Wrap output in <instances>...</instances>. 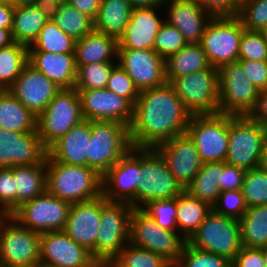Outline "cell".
Here are the masks:
<instances>
[{
	"label": "cell",
	"instance_id": "6da1fadb",
	"mask_svg": "<svg viewBox=\"0 0 267 267\" xmlns=\"http://www.w3.org/2000/svg\"><path fill=\"white\" fill-rule=\"evenodd\" d=\"M191 116L168 82L140 91L129 126L132 147L155 148L162 142L186 134Z\"/></svg>",
	"mask_w": 267,
	"mask_h": 267
},
{
	"label": "cell",
	"instance_id": "7a4b0ae2",
	"mask_svg": "<svg viewBox=\"0 0 267 267\" xmlns=\"http://www.w3.org/2000/svg\"><path fill=\"white\" fill-rule=\"evenodd\" d=\"M46 190L71 204L90 201L102 195V176L93 168L56 162L47 155Z\"/></svg>",
	"mask_w": 267,
	"mask_h": 267
},
{
	"label": "cell",
	"instance_id": "3957f363",
	"mask_svg": "<svg viewBox=\"0 0 267 267\" xmlns=\"http://www.w3.org/2000/svg\"><path fill=\"white\" fill-rule=\"evenodd\" d=\"M133 209L129 203L109 201L101 195V218L95 243V259L102 267H107L129 243Z\"/></svg>",
	"mask_w": 267,
	"mask_h": 267
},
{
	"label": "cell",
	"instance_id": "277c9868",
	"mask_svg": "<svg viewBox=\"0 0 267 267\" xmlns=\"http://www.w3.org/2000/svg\"><path fill=\"white\" fill-rule=\"evenodd\" d=\"M132 148L129 127L118 121H92L87 167L103 176Z\"/></svg>",
	"mask_w": 267,
	"mask_h": 267
},
{
	"label": "cell",
	"instance_id": "5b68a950",
	"mask_svg": "<svg viewBox=\"0 0 267 267\" xmlns=\"http://www.w3.org/2000/svg\"><path fill=\"white\" fill-rule=\"evenodd\" d=\"M267 127L254 122L247 115H230L228 150L225 162L250 170L259 167Z\"/></svg>",
	"mask_w": 267,
	"mask_h": 267
},
{
	"label": "cell",
	"instance_id": "8992f818",
	"mask_svg": "<svg viewBox=\"0 0 267 267\" xmlns=\"http://www.w3.org/2000/svg\"><path fill=\"white\" fill-rule=\"evenodd\" d=\"M82 120L78 91L75 88L61 89L37 116L36 130L44 146L49 149Z\"/></svg>",
	"mask_w": 267,
	"mask_h": 267
},
{
	"label": "cell",
	"instance_id": "52a82bcc",
	"mask_svg": "<svg viewBox=\"0 0 267 267\" xmlns=\"http://www.w3.org/2000/svg\"><path fill=\"white\" fill-rule=\"evenodd\" d=\"M40 237V233L6 215L0 222V265L40 267Z\"/></svg>",
	"mask_w": 267,
	"mask_h": 267
},
{
	"label": "cell",
	"instance_id": "ba28073f",
	"mask_svg": "<svg viewBox=\"0 0 267 267\" xmlns=\"http://www.w3.org/2000/svg\"><path fill=\"white\" fill-rule=\"evenodd\" d=\"M129 242L162 256L170 264H176L187 240L178 231L161 228L141 208H134L130 217Z\"/></svg>",
	"mask_w": 267,
	"mask_h": 267
},
{
	"label": "cell",
	"instance_id": "9c48e42d",
	"mask_svg": "<svg viewBox=\"0 0 267 267\" xmlns=\"http://www.w3.org/2000/svg\"><path fill=\"white\" fill-rule=\"evenodd\" d=\"M170 84L191 115L219 113V72L217 68L174 78Z\"/></svg>",
	"mask_w": 267,
	"mask_h": 267
},
{
	"label": "cell",
	"instance_id": "30bf717a",
	"mask_svg": "<svg viewBox=\"0 0 267 267\" xmlns=\"http://www.w3.org/2000/svg\"><path fill=\"white\" fill-rule=\"evenodd\" d=\"M187 243L232 261L243 247L239 220L211 210Z\"/></svg>",
	"mask_w": 267,
	"mask_h": 267
},
{
	"label": "cell",
	"instance_id": "8fae6325",
	"mask_svg": "<svg viewBox=\"0 0 267 267\" xmlns=\"http://www.w3.org/2000/svg\"><path fill=\"white\" fill-rule=\"evenodd\" d=\"M140 168L144 179L136 188V208L149 201L176 198L184 191L155 148H140Z\"/></svg>",
	"mask_w": 267,
	"mask_h": 267
},
{
	"label": "cell",
	"instance_id": "7c38bea8",
	"mask_svg": "<svg viewBox=\"0 0 267 267\" xmlns=\"http://www.w3.org/2000/svg\"><path fill=\"white\" fill-rule=\"evenodd\" d=\"M229 114L192 115L186 134L194 142L202 163L225 162Z\"/></svg>",
	"mask_w": 267,
	"mask_h": 267
},
{
	"label": "cell",
	"instance_id": "4fadbf2b",
	"mask_svg": "<svg viewBox=\"0 0 267 267\" xmlns=\"http://www.w3.org/2000/svg\"><path fill=\"white\" fill-rule=\"evenodd\" d=\"M245 28L238 17L212 18L200 42L211 67L236 62L239 57L241 35Z\"/></svg>",
	"mask_w": 267,
	"mask_h": 267
},
{
	"label": "cell",
	"instance_id": "5bb4252c",
	"mask_svg": "<svg viewBox=\"0 0 267 267\" xmlns=\"http://www.w3.org/2000/svg\"><path fill=\"white\" fill-rule=\"evenodd\" d=\"M71 203L47 190L23 203L11 216L21 225L38 233L64 230Z\"/></svg>",
	"mask_w": 267,
	"mask_h": 267
},
{
	"label": "cell",
	"instance_id": "9a60e30c",
	"mask_svg": "<svg viewBox=\"0 0 267 267\" xmlns=\"http://www.w3.org/2000/svg\"><path fill=\"white\" fill-rule=\"evenodd\" d=\"M219 72V113L248 115L254 108L259 91L249 81L241 64L223 65Z\"/></svg>",
	"mask_w": 267,
	"mask_h": 267
},
{
	"label": "cell",
	"instance_id": "2e32d148",
	"mask_svg": "<svg viewBox=\"0 0 267 267\" xmlns=\"http://www.w3.org/2000/svg\"><path fill=\"white\" fill-rule=\"evenodd\" d=\"M143 179L140 148L132 147L102 176V195L109 201L126 202L136 208V188Z\"/></svg>",
	"mask_w": 267,
	"mask_h": 267
},
{
	"label": "cell",
	"instance_id": "e0dca14e",
	"mask_svg": "<svg viewBox=\"0 0 267 267\" xmlns=\"http://www.w3.org/2000/svg\"><path fill=\"white\" fill-rule=\"evenodd\" d=\"M40 267H102L84 246L63 230L41 233Z\"/></svg>",
	"mask_w": 267,
	"mask_h": 267
},
{
	"label": "cell",
	"instance_id": "ac0fdd59",
	"mask_svg": "<svg viewBox=\"0 0 267 267\" xmlns=\"http://www.w3.org/2000/svg\"><path fill=\"white\" fill-rule=\"evenodd\" d=\"M117 64L140 91L167 83L165 60L154 50L118 49Z\"/></svg>",
	"mask_w": 267,
	"mask_h": 267
},
{
	"label": "cell",
	"instance_id": "d6986e66",
	"mask_svg": "<svg viewBox=\"0 0 267 267\" xmlns=\"http://www.w3.org/2000/svg\"><path fill=\"white\" fill-rule=\"evenodd\" d=\"M81 100L83 119L118 121L131 125L134 106L124 97L108 89H76Z\"/></svg>",
	"mask_w": 267,
	"mask_h": 267
},
{
	"label": "cell",
	"instance_id": "ffe728a7",
	"mask_svg": "<svg viewBox=\"0 0 267 267\" xmlns=\"http://www.w3.org/2000/svg\"><path fill=\"white\" fill-rule=\"evenodd\" d=\"M47 155L37 130L20 133L0 128V168L46 164Z\"/></svg>",
	"mask_w": 267,
	"mask_h": 267
},
{
	"label": "cell",
	"instance_id": "44dd1931",
	"mask_svg": "<svg viewBox=\"0 0 267 267\" xmlns=\"http://www.w3.org/2000/svg\"><path fill=\"white\" fill-rule=\"evenodd\" d=\"M168 165L176 181L185 189L202 166L194 142L187 134L160 143L155 147Z\"/></svg>",
	"mask_w": 267,
	"mask_h": 267
},
{
	"label": "cell",
	"instance_id": "7402d4cb",
	"mask_svg": "<svg viewBox=\"0 0 267 267\" xmlns=\"http://www.w3.org/2000/svg\"><path fill=\"white\" fill-rule=\"evenodd\" d=\"M60 90V87L29 63L9 89L15 98L36 116L47 108Z\"/></svg>",
	"mask_w": 267,
	"mask_h": 267
},
{
	"label": "cell",
	"instance_id": "603a6c76",
	"mask_svg": "<svg viewBox=\"0 0 267 267\" xmlns=\"http://www.w3.org/2000/svg\"><path fill=\"white\" fill-rule=\"evenodd\" d=\"M101 196L72 203L64 232L76 243L86 247L95 258V243L100 228Z\"/></svg>",
	"mask_w": 267,
	"mask_h": 267
},
{
	"label": "cell",
	"instance_id": "cb8c5ba5",
	"mask_svg": "<svg viewBox=\"0 0 267 267\" xmlns=\"http://www.w3.org/2000/svg\"><path fill=\"white\" fill-rule=\"evenodd\" d=\"M167 5V6H165ZM165 21L175 26L189 44L200 43L212 17L194 0H165Z\"/></svg>",
	"mask_w": 267,
	"mask_h": 267
},
{
	"label": "cell",
	"instance_id": "d4e9b609",
	"mask_svg": "<svg viewBox=\"0 0 267 267\" xmlns=\"http://www.w3.org/2000/svg\"><path fill=\"white\" fill-rule=\"evenodd\" d=\"M162 9H133L126 30L118 39V49L153 50L159 28L165 21V17L157 14Z\"/></svg>",
	"mask_w": 267,
	"mask_h": 267
},
{
	"label": "cell",
	"instance_id": "484cf974",
	"mask_svg": "<svg viewBox=\"0 0 267 267\" xmlns=\"http://www.w3.org/2000/svg\"><path fill=\"white\" fill-rule=\"evenodd\" d=\"M91 133L92 121L82 120L48 149V155L56 162L87 166V143Z\"/></svg>",
	"mask_w": 267,
	"mask_h": 267
},
{
	"label": "cell",
	"instance_id": "4316f807",
	"mask_svg": "<svg viewBox=\"0 0 267 267\" xmlns=\"http://www.w3.org/2000/svg\"><path fill=\"white\" fill-rule=\"evenodd\" d=\"M29 64L61 89L75 88L77 66L74 53L29 52Z\"/></svg>",
	"mask_w": 267,
	"mask_h": 267
},
{
	"label": "cell",
	"instance_id": "83f0119b",
	"mask_svg": "<svg viewBox=\"0 0 267 267\" xmlns=\"http://www.w3.org/2000/svg\"><path fill=\"white\" fill-rule=\"evenodd\" d=\"M74 55L76 65L117 62L118 40L93 30L75 41Z\"/></svg>",
	"mask_w": 267,
	"mask_h": 267
},
{
	"label": "cell",
	"instance_id": "f1b7e54d",
	"mask_svg": "<svg viewBox=\"0 0 267 267\" xmlns=\"http://www.w3.org/2000/svg\"><path fill=\"white\" fill-rule=\"evenodd\" d=\"M132 10L126 0H101L94 30L118 40L126 30Z\"/></svg>",
	"mask_w": 267,
	"mask_h": 267
},
{
	"label": "cell",
	"instance_id": "f546056e",
	"mask_svg": "<svg viewBox=\"0 0 267 267\" xmlns=\"http://www.w3.org/2000/svg\"><path fill=\"white\" fill-rule=\"evenodd\" d=\"M37 116L9 90H0V128L27 133L36 131Z\"/></svg>",
	"mask_w": 267,
	"mask_h": 267
},
{
	"label": "cell",
	"instance_id": "4dcf8cb0",
	"mask_svg": "<svg viewBox=\"0 0 267 267\" xmlns=\"http://www.w3.org/2000/svg\"><path fill=\"white\" fill-rule=\"evenodd\" d=\"M210 67L211 65L200 43H188L180 51L165 60L168 83L176 77L203 71Z\"/></svg>",
	"mask_w": 267,
	"mask_h": 267
},
{
	"label": "cell",
	"instance_id": "1f68e13d",
	"mask_svg": "<svg viewBox=\"0 0 267 267\" xmlns=\"http://www.w3.org/2000/svg\"><path fill=\"white\" fill-rule=\"evenodd\" d=\"M48 21L33 4L15 6L11 28L13 42L29 47Z\"/></svg>",
	"mask_w": 267,
	"mask_h": 267
},
{
	"label": "cell",
	"instance_id": "d6a6232c",
	"mask_svg": "<svg viewBox=\"0 0 267 267\" xmlns=\"http://www.w3.org/2000/svg\"><path fill=\"white\" fill-rule=\"evenodd\" d=\"M211 210L212 207L207 202L191 196L184 190L177 196L176 222L178 232L188 240Z\"/></svg>",
	"mask_w": 267,
	"mask_h": 267
},
{
	"label": "cell",
	"instance_id": "836d02e7",
	"mask_svg": "<svg viewBox=\"0 0 267 267\" xmlns=\"http://www.w3.org/2000/svg\"><path fill=\"white\" fill-rule=\"evenodd\" d=\"M17 208L46 190V164L14 166Z\"/></svg>",
	"mask_w": 267,
	"mask_h": 267
},
{
	"label": "cell",
	"instance_id": "e575fe53",
	"mask_svg": "<svg viewBox=\"0 0 267 267\" xmlns=\"http://www.w3.org/2000/svg\"><path fill=\"white\" fill-rule=\"evenodd\" d=\"M220 178L221 162L202 163L201 169L184 190L212 207L221 193Z\"/></svg>",
	"mask_w": 267,
	"mask_h": 267
},
{
	"label": "cell",
	"instance_id": "d590c367",
	"mask_svg": "<svg viewBox=\"0 0 267 267\" xmlns=\"http://www.w3.org/2000/svg\"><path fill=\"white\" fill-rule=\"evenodd\" d=\"M239 223L243 246L267 249V204L249 207Z\"/></svg>",
	"mask_w": 267,
	"mask_h": 267
},
{
	"label": "cell",
	"instance_id": "8d00e7d4",
	"mask_svg": "<svg viewBox=\"0 0 267 267\" xmlns=\"http://www.w3.org/2000/svg\"><path fill=\"white\" fill-rule=\"evenodd\" d=\"M28 63L27 46L13 42L0 48V90H9Z\"/></svg>",
	"mask_w": 267,
	"mask_h": 267
},
{
	"label": "cell",
	"instance_id": "74e56055",
	"mask_svg": "<svg viewBox=\"0 0 267 267\" xmlns=\"http://www.w3.org/2000/svg\"><path fill=\"white\" fill-rule=\"evenodd\" d=\"M75 39L65 34L52 21H48L28 47L29 52H50L55 54L74 53Z\"/></svg>",
	"mask_w": 267,
	"mask_h": 267
},
{
	"label": "cell",
	"instance_id": "f35d334b",
	"mask_svg": "<svg viewBox=\"0 0 267 267\" xmlns=\"http://www.w3.org/2000/svg\"><path fill=\"white\" fill-rule=\"evenodd\" d=\"M61 31L78 40L94 30V21L68 3L61 4L52 20Z\"/></svg>",
	"mask_w": 267,
	"mask_h": 267
},
{
	"label": "cell",
	"instance_id": "ab89813d",
	"mask_svg": "<svg viewBox=\"0 0 267 267\" xmlns=\"http://www.w3.org/2000/svg\"><path fill=\"white\" fill-rule=\"evenodd\" d=\"M169 264L162 256L129 242L107 267H167Z\"/></svg>",
	"mask_w": 267,
	"mask_h": 267
},
{
	"label": "cell",
	"instance_id": "60d3db41",
	"mask_svg": "<svg viewBox=\"0 0 267 267\" xmlns=\"http://www.w3.org/2000/svg\"><path fill=\"white\" fill-rule=\"evenodd\" d=\"M117 62L90 63L77 66L75 89H105Z\"/></svg>",
	"mask_w": 267,
	"mask_h": 267
},
{
	"label": "cell",
	"instance_id": "b9f144b4",
	"mask_svg": "<svg viewBox=\"0 0 267 267\" xmlns=\"http://www.w3.org/2000/svg\"><path fill=\"white\" fill-rule=\"evenodd\" d=\"M241 191L247 207L267 204V171L260 167L247 170Z\"/></svg>",
	"mask_w": 267,
	"mask_h": 267
},
{
	"label": "cell",
	"instance_id": "7bdbcfd3",
	"mask_svg": "<svg viewBox=\"0 0 267 267\" xmlns=\"http://www.w3.org/2000/svg\"><path fill=\"white\" fill-rule=\"evenodd\" d=\"M230 263L226 257L194 248L186 242L176 265L177 267H227Z\"/></svg>",
	"mask_w": 267,
	"mask_h": 267
},
{
	"label": "cell",
	"instance_id": "ee69618b",
	"mask_svg": "<svg viewBox=\"0 0 267 267\" xmlns=\"http://www.w3.org/2000/svg\"><path fill=\"white\" fill-rule=\"evenodd\" d=\"M163 229L178 231L176 222L177 197L149 201L141 208Z\"/></svg>",
	"mask_w": 267,
	"mask_h": 267
},
{
	"label": "cell",
	"instance_id": "f6af8a7d",
	"mask_svg": "<svg viewBox=\"0 0 267 267\" xmlns=\"http://www.w3.org/2000/svg\"><path fill=\"white\" fill-rule=\"evenodd\" d=\"M187 44L181 32L175 26L164 21L155 38L153 50L166 60Z\"/></svg>",
	"mask_w": 267,
	"mask_h": 267
},
{
	"label": "cell",
	"instance_id": "bcb514c9",
	"mask_svg": "<svg viewBox=\"0 0 267 267\" xmlns=\"http://www.w3.org/2000/svg\"><path fill=\"white\" fill-rule=\"evenodd\" d=\"M238 18L245 30L261 32L267 26V0H244Z\"/></svg>",
	"mask_w": 267,
	"mask_h": 267
},
{
	"label": "cell",
	"instance_id": "7dc6e473",
	"mask_svg": "<svg viewBox=\"0 0 267 267\" xmlns=\"http://www.w3.org/2000/svg\"><path fill=\"white\" fill-rule=\"evenodd\" d=\"M248 209L241 189L222 191L212 206L219 215L239 220Z\"/></svg>",
	"mask_w": 267,
	"mask_h": 267
},
{
	"label": "cell",
	"instance_id": "c3c4849f",
	"mask_svg": "<svg viewBox=\"0 0 267 267\" xmlns=\"http://www.w3.org/2000/svg\"><path fill=\"white\" fill-rule=\"evenodd\" d=\"M238 60L267 61V42L261 32L243 31Z\"/></svg>",
	"mask_w": 267,
	"mask_h": 267
},
{
	"label": "cell",
	"instance_id": "681fc988",
	"mask_svg": "<svg viewBox=\"0 0 267 267\" xmlns=\"http://www.w3.org/2000/svg\"><path fill=\"white\" fill-rule=\"evenodd\" d=\"M106 89L126 98L133 106L139 97V90L125 70L116 64L110 72Z\"/></svg>",
	"mask_w": 267,
	"mask_h": 267
},
{
	"label": "cell",
	"instance_id": "f907efd6",
	"mask_svg": "<svg viewBox=\"0 0 267 267\" xmlns=\"http://www.w3.org/2000/svg\"><path fill=\"white\" fill-rule=\"evenodd\" d=\"M17 209L14 166L0 168V210L11 215Z\"/></svg>",
	"mask_w": 267,
	"mask_h": 267
},
{
	"label": "cell",
	"instance_id": "816d5d0a",
	"mask_svg": "<svg viewBox=\"0 0 267 267\" xmlns=\"http://www.w3.org/2000/svg\"><path fill=\"white\" fill-rule=\"evenodd\" d=\"M212 18L238 17L240 0H194Z\"/></svg>",
	"mask_w": 267,
	"mask_h": 267
},
{
	"label": "cell",
	"instance_id": "f5cc1de1",
	"mask_svg": "<svg viewBox=\"0 0 267 267\" xmlns=\"http://www.w3.org/2000/svg\"><path fill=\"white\" fill-rule=\"evenodd\" d=\"M231 263L235 267H267V249L243 246Z\"/></svg>",
	"mask_w": 267,
	"mask_h": 267
},
{
	"label": "cell",
	"instance_id": "db71d44e",
	"mask_svg": "<svg viewBox=\"0 0 267 267\" xmlns=\"http://www.w3.org/2000/svg\"><path fill=\"white\" fill-rule=\"evenodd\" d=\"M258 91L267 89V61L237 60Z\"/></svg>",
	"mask_w": 267,
	"mask_h": 267
},
{
	"label": "cell",
	"instance_id": "11a10c76",
	"mask_svg": "<svg viewBox=\"0 0 267 267\" xmlns=\"http://www.w3.org/2000/svg\"><path fill=\"white\" fill-rule=\"evenodd\" d=\"M247 170L221 162L220 190H238L242 188Z\"/></svg>",
	"mask_w": 267,
	"mask_h": 267
},
{
	"label": "cell",
	"instance_id": "9f6ffc18",
	"mask_svg": "<svg viewBox=\"0 0 267 267\" xmlns=\"http://www.w3.org/2000/svg\"><path fill=\"white\" fill-rule=\"evenodd\" d=\"M247 116L254 122L267 127V89L259 91L256 104Z\"/></svg>",
	"mask_w": 267,
	"mask_h": 267
},
{
	"label": "cell",
	"instance_id": "6f0895ef",
	"mask_svg": "<svg viewBox=\"0 0 267 267\" xmlns=\"http://www.w3.org/2000/svg\"><path fill=\"white\" fill-rule=\"evenodd\" d=\"M67 3L94 21L100 8L101 0H68Z\"/></svg>",
	"mask_w": 267,
	"mask_h": 267
},
{
	"label": "cell",
	"instance_id": "680465c9",
	"mask_svg": "<svg viewBox=\"0 0 267 267\" xmlns=\"http://www.w3.org/2000/svg\"><path fill=\"white\" fill-rule=\"evenodd\" d=\"M33 5L43 12L49 21L54 19L61 6L60 3L53 0H34Z\"/></svg>",
	"mask_w": 267,
	"mask_h": 267
},
{
	"label": "cell",
	"instance_id": "91938a15",
	"mask_svg": "<svg viewBox=\"0 0 267 267\" xmlns=\"http://www.w3.org/2000/svg\"><path fill=\"white\" fill-rule=\"evenodd\" d=\"M15 7L12 5L0 4V28L11 29L13 12Z\"/></svg>",
	"mask_w": 267,
	"mask_h": 267
},
{
	"label": "cell",
	"instance_id": "94428289",
	"mask_svg": "<svg viewBox=\"0 0 267 267\" xmlns=\"http://www.w3.org/2000/svg\"><path fill=\"white\" fill-rule=\"evenodd\" d=\"M133 9L161 8L165 0H126Z\"/></svg>",
	"mask_w": 267,
	"mask_h": 267
},
{
	"label": "cell",
	"instance_id": "6125c7cd",
	"mask_svg": "<svg viewBox=\"0 0 267 267\" xmlns=\"http://www.w3.org/2000/svg\"><path fill=\"white\" fill-rule=\"evenodd\" d=\"M13 43L11 29L0 28V48H4Z\"/></svg>",
	"mask_w": 267,
	"mask_h": 267
},
{
	"label": "cell",
	"instance_id": "be15d7a7",
	"mask_svg": "<svg viewBox=\"0 0 267 267\" xmlns=\"http://www.w3.org/2000/svg\"><path fill=\"white\" fill-rule=\"evenodd\" d=\"M259 167L267 171V139L265 140Z\"/></svg>",
	"mask_w": 267,
	"mask_h": 267
},
{
	"label": "cell",
	"instance_id": "e7e4bbea",
	"mask_svg": "<svg viewBox=\"0 0 267 267\" xmlns=\"http://www.w3.org/2000/svg\"><path fill=\"white\" fill-rule=\"evenodd\" d=\"M34 0H13V6L33 4Z\"/></svg>",
	"mask_w": 267,
	"mask_h": 267
},
{
	"label": "cell",
	"instance_id": "03108f58",
	"mask_svg": "<svg viewBox=\"0 0 267 267\" xmlns=\"http://www.w3.org/2000/svg\"><path fill=\"white\" fill-rule=\"evenodd\" d=\"M0 4L13 6V0H0Z\"/></svg>",
	"mask_w": 267,
	"mask_h": 267
},
{
	"label": "cell",
	"instance_id": "003e7915",
	"mask_svg": "<svg viewBox=\"0 0 267 267\" xmlns=\"http://www.w3.org/2000/svg\"><path fill=\"white\" fill-rule=\"evenodd\" d=\"M261 33L263 34V37L267 42V26L261 31Z\"/></svg>",
	"mask_w": 267,
	"mask_h": 267
},
{
	"label": "cell",
	"instance_id": "a7ac6f4b",
	"mask_svg": "<svg viewBox=\"0 0 267 267\" xmlns=\"http://www.w3.org/2000/svg\"><path fill=\"white\" fill-rule=\"evenodd\" d=\"M53 1H56V2H58L60 4H63V3H67L68 0H53Z\"/></svg>",
	"mask_w": 267,
	"mask_h": 267
},
{
	"label": "cell",
	"instance_id": "89a4df30",
	"mask_svg": "<svg viewBox=\"0 0 267 267\" xmlns=\"http://www.w3.org/2000/svg\"><path fill=\"white\" fill-rule=\"evenodd\" d=\"M6 215L0 210V222Z\"/></svg>",
	"mask_w": 267,
	"mask_h": 267
},
{
	"label": "cell",
	"instance_id": "2644e50d",
	"mask_svg": "<svg viewBox=\"0 0 267 267\" xmlns=\"http://www.w3.org/2000/svg\"><path fill=\"white\" fill-rule=\"evenodd\" d=\"M167 267H177L176 264H169Z\"/></svg>",
	"mask_w": 267,
	"mask_h": 267
},
{
	"label": "cell",
	"instance_id": "8c879c8a",
	"mask_svg": "<svg viewBox=\"0 0 267 267\" xmlns=\"http://www.w3.org/2000/svg\"><path fill=\"white\" fill-rule=\"evenodd\" d=\"M227 267H235L232 263H230Z\"/></svg>",
	"mask_w": 267,
	"mask_h": 267
}]
</instances>
